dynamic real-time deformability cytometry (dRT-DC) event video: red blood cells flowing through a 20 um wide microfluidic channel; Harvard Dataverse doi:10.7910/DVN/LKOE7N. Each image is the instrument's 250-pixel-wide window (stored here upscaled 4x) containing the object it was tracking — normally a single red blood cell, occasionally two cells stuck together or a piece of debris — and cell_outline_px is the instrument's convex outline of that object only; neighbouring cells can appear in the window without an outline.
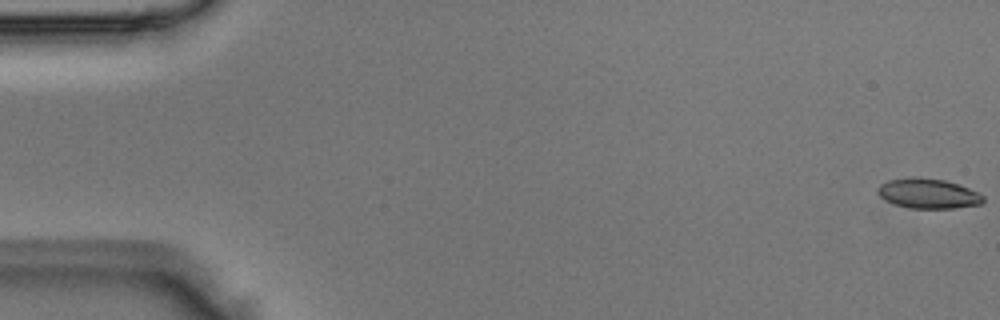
{"species": "Egyptian fruit bat (a non-hibernating species)", "species_latin": "Rousettus aegyptiacus", "temperature_condition": "room temperature", "stored_images_in_passage": 52, "camera_frame_rate_fps": 3000, "um_per_image_px": 0.085, "animal": {"sex": "male"}, "frame": {"image": 1, "passage_image": 1, "time_ms": 0.0, "image_size_px": [1000, 320], "cell_outline_px": [[984, 200], [980, 204], [952, 208], [912, 208], [896, 204], [884, 200], [876, 192], [876, 188], [880, 184], [888, 180], [912, 176], [916, 176], [944, 180], [968, 188], [984, 196]], "centroid_in_image_um": [78.83, 16.43], "position_along_channel_um": 6.2, "area_um2": 18.32}}
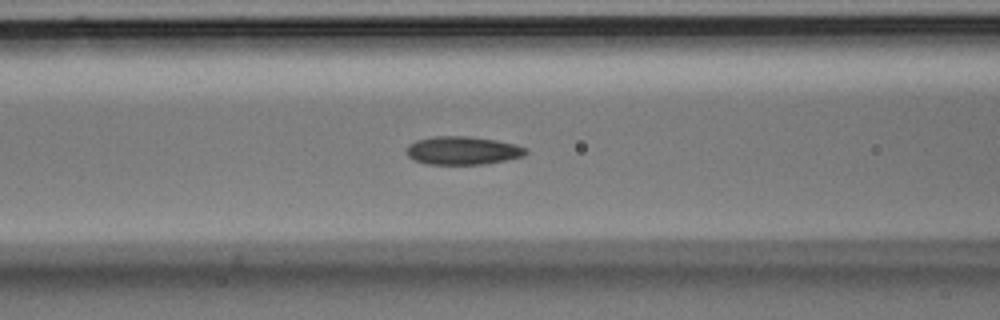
{"frame": {"image": 2, "passage_image": 21, "time_ms": 6.667, "image_size_px": [1000, 320], "cell_outline_px": [[528, 152], [524, 156], [484, 164], [428, 164], [412, 160], [404, 152], [408, 144], [416, 140], [432, 136], [472, 136], [496, 140], [516, 144], [528, 148]], "centroid_in_image_um": [39.3, 12.78], "position_along_channel_um": 127.3, "area_um2": 19.94}}
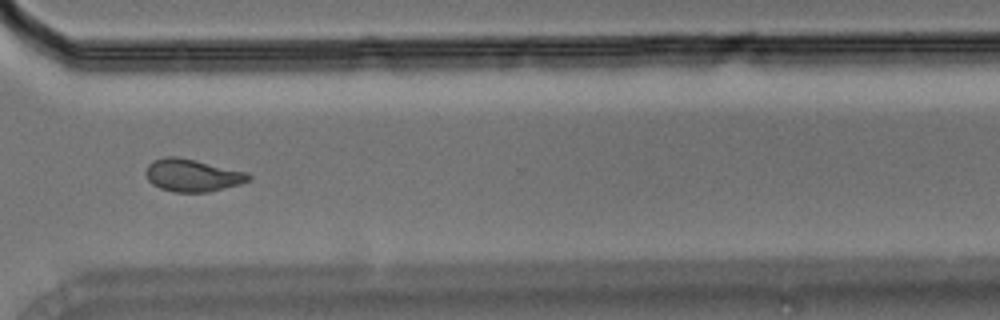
{"frame": {"image": 3, "passage_image": 38, "time_ms": 12.333, "image_size_px": [1000, 320], "cell_outline_px": [[252, 176], [248, 180], [240, 184], [208, 192], [172, 192], [160, 188], [152, 184], [148, 180], [144, 172], [148, 164], [152, 160], [164, 156], [176, 156], [196, 160], [248, 172]], "centroid_in_image_um": [16.32, 14.89], "position_along_channel_um": 354.3, "area_um2": 19.65}}